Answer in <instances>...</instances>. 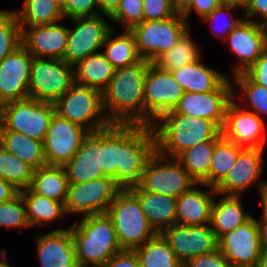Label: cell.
<instances>
[{
	"mask_svg": "<svg viewBox=\"0 0 267 267\" xmlns=\"http://www.w3.org/2000/svg\"><path fill=\"white\" fill-rule=\"evenodd\" d=\"M194 0H172L173 6L179 14H183Z\"/></svg>",
	"mask_w": 267,
	"mask_h": 267,
	"instance_id": "55",
	"label": "cell"
},
{
	"mask_svg": "<svg viewBox=\"0 0 267 267\" xmlns=\"http://www.w3.org/2000/svg\"><path fill=\"white\" fill-rule=\"evenodd\" d=\"M148 62L115 69L102 93L103 109L111 124L145 125L144 84Z\"/></svg>",
	"mask_w": 267,
	"mask_h": 267,
	"instance_id": "2",
	"label": "cell"
},
{
	"mask_svg": "<svg viewBox=\"0 0 267 267\" xmlns=\"http://www.w3.org/2000/svg\"><path fill=\"white\" fill-rule=\"evenodd\" d=\"M129 189L138 197L143 213L157 233L176 224V198L143 190L139 185Z\"/></svg>",
	"mask_w": 267,
	"mask_h": 267,
	"instance_id": "26",
	"label": "cell"
},
{
	"mask_svg": "<svg viewBox=\"0 0 267 267\" xmlns=\"http://www.w3.org/2000/svg\"><path fill=\"white\" fill-rule=\"evenodd\" d=\"M198 46L188 29L169 51L162 53L152 63L167 71L183 67L202 56Z\"/></svg>",
	"mask_w": 267,
	"mask_h": 267,
	"instance_id": "37",
	"label": "cell"
},
{
	"mask_svg": "<svg viewBox=\"0 0 267 267\" xmlns=\"http://www.w3.org/2000/svg\"><path fill=\"white\" fill-rule=\"evenodd\" d=\"M178 14L172 0H143L144 21L167 19Z\"/></svg>",
	"mask_w": 267,
	"mask_h": 267,
	"instance_id": "46",
	"label": "cell"
},
{
	"mask_svg": "<svg viewBox=\"0 0 267 267\" xmlns=\"http://www.w3.org/2000/svg\"><path fill=\"white\" fill-rule=\"evenodd\" d=\"M217 242L231 267H254L263 251L255 217L220 236Z\"/></svg>",
	"mask_w": 267,
	"mask_h": 267,
	"instance_id": "19",
	"label": "cell"
},
{
	"mask_svg": "<svg viewBox=\"0 0 267 267\" xmlns=\"http://www.w3.org/2000/svg\"><path fill=\"white\" fill-rule=\"evenodd\" d=\"M34 169L18 156L0 146V178L18 191L30 187Z\"/></svg>",
	"mask_w": 267,
	"mask_h": 267,
	"instance_id": "39",
	"label": "cell"
},
{
	"mask_svg": "<svg viewBox=\"0 0 267 267\" xmlns=\"http://www.w3.org/2000/svg\"><path fill=\"white\" fill-rule=\"evenodd\" d=\"M122 188L112 177L102 176L84 183H69L65 210L67 215L104 214Z\"/></svg>",
	"mask_w": 267,
	"mask_h": 267,
	"instance_id": "11",
	"label": "cell"
},
{
	"mask_svg": "<svg viewBox=\"0 0 267 267\" xmlns=\"http://www.w3.org/2000/svg\"><path fill=\"white\" fill-rule=\"evenodd\" d=\"M65 1H66V0H55V2H56L60 7H62V6L65 4Z\"/></svg>",
	"mask_w": 267,
	"mask_h": 267,
	"instance_id": "60",
	"label": "cell"
},
{
	"mask_svg": "<svg viewBox=\"0 0 267 267\" xmlns=\"http://www.w3.org/2000/svg\"><path fill=\"white\" fill-rule=\"evenodd\" d=\"M104 267H141L134 250H122L111 257Z\"/></svg>",
	"mask_w": 267,
	"mask_h": 267,
	"instance_id": "50",
	"label": "cell"
},
{
	"mask_svg": "<svg viewBox=\"0 0 267 267\" xmlns=\"http://www.w3.org/2000/svg\"><path fill=\"white\" fill-rule=\"evenodd\" d=\"M183 93L170 71L148 62L144 84L145 125L152 126L159 117L173 111Z\"/></svg>",
	"mask_w": 267,
	"mask_h": 267,
	"instance_id": "12",
	"label": "cell"
},
{
	"mask_svg": "<svg viewBox=\"0 0 267 267\" xmlns=\"http://www.w3.org/2000/svg\"><path fill=\"white\" fill-rule=\"evenodd\" d=\"M264 149L243 148L233 168L215 187L217 194L241 196L252 185L257 184L259 194L267 186V180H261L264 167Z\"/></svg>",
	"mask_w": 267,
	"mask_h": 267,
	"instance_id": "16",
	"label": "cell"
},
{
	"mask_svg": "<svg viewBox=\"0 0 267 267\" xmlns=\"http://www.w3.org/2000/svg\"><path fill=\"white\" fill-rule=\"evenodd\" d=\"M106 215L113 223L122 250H134L158 234L143 213L138 197L129 188L117 193Z\"/></svg>",
	"mask_w": 267,
	"mask_h": 267,
	"instance_id": "5",
	"label": "cell"
},
{
	"mask_svg": "<svg viewBox=\"0 0 267 267\" xmlns=\"http://www.w3.org/2000/svg\"><path fill=\"white\" fill-rule=\"evenodd\" d=\"M256 220L259 228L260 245L263 251H267V219L263 216Z\"/></svg>",
	"mask_w": 267,
	"mask_h": 267,
	"instance_id": "54",
	"label": "cell"
},
{
	"mask_svg": "<svg viewBox=\"0 0 267 267\" xmlns=\"http://www.w3.org/2000/svg\"><path fill=\"white\" fill-rule=\"evenodd\" d=\"M21 30L35 25L63 22L62 8L55 0H25L23 7L14 10Z\"/></svg>",
	"mask_w": 267,
	"mask_h": 267,
	"instance_id": "35",
	"label": "cell"
},
{
	"mask_svg": "<svg viewBox=\"0 0 267 267\" xmlns=\"http://www.w3.org/2000/svg\"><path fill=\"white\" fill-rule=\"evenodd\" d=\"M182 14L161 19L143 21L130 29L136 41L139 56L152 63L162 53L169 51L189 29Z\"/></svg>",
	"mask_w": 267,
	"mask_h": 267,
	"instance_id": "8",
	"label": "cell"
},
{
	"mask_svg": "<svg viewBox=\"0 0 267 267\" xmlns=\"http://www.w3.org/2000/svg\"><path fill=\"white\" fill-rule=\"evenodd\" d=\"M21 45V28L14 10H0V62Z\"/></svg>",
	"mask_w": 267,
	"mask_h": 267,
	"instance_id": "41",
	"label": "cell"
},
{
	"mask_svg": "<svg viewBox=\"0 0 267 267\" xmlns=\"http://www.w3.org/2000/svg\"><path fill=\"white\" fill-rule=\"evenodd\" d=\"M115 68L100 51L85 57L74 66L75 83L103 93Z\"/></svg>",
	"mask_w": 267,
	"mask_h": 267,
	"instance_id": "29",
	"label": "cell"
},
{
	"mask_svg": "<svg viewBox=\"0 0 267 267\" xmlns=\"http://www.w3.org/2000/svg\"><path fill=\"white\" fill-rule=\"evenodd\" d=\"M18 192L10 183L0 178V203L10 200Z\"/></svg>",
	"mask_w": 267,
	"mask_h": 267,
	"instance_id": "53",
	"label": "cell"
},
{
	"mask_svg": "<svg viewBox=\"0 0 267 267\" xmlns=\"http://www.w3.org/2000/svg\"><path fill=\"white\" fill-rule=\"evenodd\" d=\"M54 113L53 103L29 97L1 105L0 124L6 130L44 141Z\"/></svg>",
	"mask_w": 267,
	"mask_h": 267,
	"instance_id": "7",
	"label": "cell"
},
{
	"mask_svg": "<svg viewBox=\"0 0 267 267\" xmlns=\"http://www.w3.org/2000/svg\"><path fill=\"white\" fill-rule=\"evenodd\" d=\"M221 4L234 5L242 10L245 8L248 0H219Z\"/></svg>",
	"mask_w": 267,
	"mask_h": 267,
	"instance_id": "57",
	"label": "cell"
},
{
	"mask_svg": "<svg viewBox=\"0 0 267 267\" xmlns=\"http://www.w3.org/2000/svg\"><path fill=\"white\" fill-rule=\"evenodd\" d=\"M160 234L183 265L196 256L218 249V239L210 224L194 226L174 224Z\"/></svg>",
	"mask_w": 267,
	"mask_h": 267,
	"instance_id": "17",
	"label": "cell"
},
{
	"mask_svg": "<svg viewBox=\"0 0 267 267\" xmlns=\"http://www.w3.org/2000/svg\"><path fill=\"white\" fill-rule=\"evenodd\" d=\"M99 13L110 17L118 8L121 0H97Z\"/></svg>",
	"mask_w": 267,
	"mask_h": 267,
	"instance_id": "52",
	"label": "cell"
},
{
	"mask_svg": "<svg viewBox=\"0 0 267 267\" xmlns=\"http://www.w3.org/2000/svg\"><path fill=\"white\" fill-rule=\"evenodd\" d=\"M221 5L219 0H194L191 6L182 14V16L189 23L188 17L191 15L192 11L202 19L208 14H210L216 7Z\"/></svg>",
	"mask_w": 267,
	"mask_h": 267,
	"instance_id": "51",
	"label": "cell"
},
{
	"mask_svg": "<svg viewBox=\"0 0 267 267\" xmlns=\"http://www.w3.org/2000/svg\"><path fill=\"white\" fill-rule=\"evenodd\" d=\"M113 28L106 36L101 52L115 69L134 65L142 60L139 56L134 35L130 30H122L115 37ZM114 36V37H113Z\"/></svg>",
	"mask_w": 267,
	"mask_h": 267,
	"instance_id": "33",
	"label": "cell"
},
{
	"mask_svg": "<svg viewBox=\"0 0 267 267\" xmlns=\"http://www.w3.org/2000/svg\"><path fill=\"white\" fill-rule=\"evenodd\" d=\"M217 140L199 143L186 149L176 157L197 184L209 186L211 159Z\"/></svg>",
	"mask_w": 267,
	"mask_h": 267,
	"instance_id": "34",
	"label": "cell"
},
{
	"mask_svg": "<svg viewBox=\"0 0 267 267\" xmlns=\"http://www.w3.org/2000/svg\"><path fill=\"white\" fill-rule=\"evenodd\" d=\"M254 267H267V251H262Z\"/></svg>",
	"mask_w": 267,
	"mask_h": 267,
	"instance_id": "58",
	"label": "cell"
},
{
	"mask_svg": "<svg viewBox=\"0 0 267 267\" xmlns=\"http://www.w3.org/2000/svg\"><path fill=\"white\" fill-rule=\"evenodd\" d=\"M254 83L267 87V48L253 65L244 72Z\"/></svg>",
	"mask_w": 267,
	"mask_h": 267,
	"instance_id": "48",
	"label": "cell"
},
{
	"mask_svg": "<svg viewBox=\"0 0 267 267\" xmlns=\"http://www.w3.org/2000/svg\"><path fill=\"white\" fill-rule=\"evenodd\" d=\"M75 83L74 66L63 59L33 57L29 97L55 103Z\"/></svg>",
	"mask_w": 267,
	"mask_h": 267,
	"instance_id": "9",
	"label": "cell"
},
{
	"mask_svg": "<svg viewBox=\"0 0 267 267\" xmlns=\"http://www.w3.org/2000/svg\"><path fill=\"white\" fill-rule=\"evenodd\" d=\"M105 18L109 19L108 16L102 14L69 19L76 25L74 28L68 27L66 50L63 56L67 64L75 66L85 57L102 49L107 34L113 29Z\"/></svg>",
	"mask_w": 267,
	"mask_h": 267,
	"instance_id": "13",
	"label": "cell"
},
{
	"mask_svg": "<svg viewBox=\"0 0 267 267\" xmlns=\"http://www.w3.org/2000/svg\"><path fill=\"white\" fill-rule=\"evenodd\" d=\"M221 196L220 201L214 199L211 208L210 226L216 238L234 230L248 222L253 215L243 209L241 196Z\"/></svg>",
	"mask_w": 267,
	"mask_h": 267,
	"instance_id": "28",
	"label": "cell"
},
{
	"mask_svg": "<svg viewBox=\"0 0 267 267\" xmlns=\"http://www.w3.org/2000/svg\"><path fill=\"white\" fill-rule=\"evenodd\" d=\"M197 184L176 158H169L155 152L148 160L138 184L143 190L174 198Z\"/></svg>",
	"mask_w": 267,
	"mask_h": 267,
	"instance_id": "10",
	"label": "cell"
},
{
	"mask_svg": "<svg viewBox=\"0 0 267 267\" xmlns=\"http://www.w3.org/2000/svg\"><path fill=\"white\" fill-rule=\"evenodd\" d=\"M61 8L64 19L100 15L97 0H66Z\"/></svg>",
	"mask_w": 267,
	"mask_h": 267,
	"instance_id": "45",
	"label": "cell"
},
{
	"mask_svg": "<svg viewBox=\"0 0 267 267\" xmlns=\"http://www.w3.org/2000/svg\"><path fill=\"white\" fill-rule=\"evenodd\" d=\"M19 192L25 204L30 227L47 225L67 215L64 203L36 194L29 187Z\"/></svg>",
	"mask_w": 267,
	"mask_h": 267,
	"instance_id": "32",
	"label": "cell"
},
{
	"mask_svg": "<svg viewBox=\"0 0 267 267\" xmlns=\"http://www.w3.org/2000/svg\"><path fill=\"white\" fill-rule=\"evenodd\" d=\"M202 56L183 67L171 70L184 92L206 93L215 90L227 77L219 70L202 63Z\"/></svg>",
	"mask_w": 267,
	"mask_h": 267,
	"instance_id": "27",
	"label": "cell"
},
{
	"mask_svg": "<svg viewBox=\"0 0 267 267\" xmlns=\"http://www.w3.org/2000/svg\"><path fill=\"white\" fill-rule=\"evenodd\" d=\"M0 146L18 156L34 170L46 165L43 141L19 132L6 130L0 124Z\"/></svg>",
	"mask_w": 267,
	"mask_h": 267,
	"instance_id": "31",
	"label": "cell"
},
{
	"mask_svg": "<svg viewBox=\"0 0 267 267\" xmlns=\"http://www.w3.org/2000/svg\"><path fill=\"white\" fill-rule=\"evenodd\" d=\"M35 242L41 267H79L70 227L38 235Z\"/></svg>",
	"mask_w": 267,
	"mask_h": 267,
	"instance_id": "24",
	"label": "cell"
},
{
	"mask_svg": "<svg viewBox=\"0 0 267 267\" xmlns=\"http://www.w3.org/2000/svg\"><path fill=\"white\" fill-rule=\"evenodd\" d=\"M226 42L238 60L232 75L244 73L267 48V26L244 18L228 34Z\"/></svg>",
	"mask_w": 267,
	"mask_h": 267,
	"instance_id": "20",
	"label": "cell"
},
{
	"mask_svg": "<svg viewBox=\"0 0 267 267\" xmlns=\"http://www.w3.org/2000/svg\"><path fill=\"white\" fill-rule=\"evenodd\" d=\"M236 8H239L237 6L234 5H225V4H221L218 7H216L210 14H208L207 16H205L204 18H202L201 20H203L204 23H208L211 27V29H214V27L216 26L217 28H219V32L222 33L221 39H223V41L226 40L228 34L244 19L243 17H235L234 14L232 13V10L236 11ZM225 17H227L226 20H221ZM221 20V21H220ZM219 23H218V22ZM215 23V24H214ZM217 24V25H216ZM219 26V27H218ZM217 30H213L212 33L214 35L217 36V38H220V33ZM217 31V34H216ZM219 33V35H218Z\"/></svg>",
	"mask_w": 267,
	"mask_h": 267,
	"instance_id": "43",
	"label": "cell"
},
{
	"mask_svg": "<svg viewBox=\"0 0 267 267\" xmlns=\"http://www.w3.org/2000/svg\"><path fill=\"white\" fill-rule=\"evenodd\" d=\"M152 128L156 151L169 158H176L190 147L222 136V128L215 121L184 114H164Z\"/></svg>",
	"mask_w": 267,
	"mask_h": 267,
	"instance_id": "3",
	"label": "cell"
},
{
	"mask_svg": "<svg viewBox=\"0 0 267 267\" xmlns=\"http://www.w3.org/2000/svg\"><path fill=\"white\" fill-rule=\"evenodd\" d=\"M88 133L85 128L62 118L55 112L43 141L46 163L64 166L78 151Z\"/></svg>",
	"mask_w": 267,
	"mask_h": 267,
	"instance_id": "18",
	"label": "cell"
},
{
	"mask_svg": "<svg viewBox=\"0 0 267 267\" xmlns=\"http://www.w3.org/2000/svg\"><path fill=\"white\" fill-rule=\"evenodd\" d=\"M110 22L119 23L123 30L144 21L143 0H121L117 10L109 17Z\"/></svg>",
	"mask_w": 267,
	"mask_h": 267,
	"instance_id": "44",
	"label": "cell"
},
{
	"mask_svg": "<svg viewBox=\"0 0 267 267\" xmlns=\"http://www.w3.org/2000/svg\"><path fill=\"white\" fill-rule=\"evenodd\" d=\"M33 56L21 45L0 62V106L29 98Z\"/></svg>",
	"mask_w": 267,
	"mask_h": 267,
	"instance_id": "21",
	"label": "cell"
},
{
	"mask_svg": "<svg viewBox=\"0 0 267 267\" xmlns=\"http://www.w3.org/2000/svg\"><path fill=\"white\" fill-rule=\"evenodd\" d=\"M101 166V130L89 132L73 157L64 165L68 183H84L106 176Z\"/></svg>",
	"mask_w": 267,
	"mask_h": 267,
	"instance_id": "23",
	"label": "cell"
},
{
	"mask_svg": "<svg viewBox=\"0 0 267 267\" xmlns=\"http://www.w3.org/2000/svg\"><path fill=\"white\" fill-rule=\"evenodd\" d=\"M68 184L64 166L46 164L34 170L29 188L36 194L65 204Z\"/></svg>",
	"mask_w": 267,
	"mask_h": 267,
	"instance_id": "30",
	"label": "cell"
},
{
	"mask_svg": "<svg viewBox=\"0 0 267 267\" xmlns=\"http://www.w3.org/2000/svg\"><path fill=\"white\" fill-rule=\"evenodd\" d=\"M260 205L262 208V216L267 219V186L260 193Z\"/></svg>",
	"mask_w": 267,
	"mask_h": 267,
	"instance_id": "56",
	"label": "cell"
},
{
	"mask_svg": "<svg viewBox=\"0 0 267 267\" xmlns=\"http://www.w3.org/2000/svg\"><path fill=\"white\" fill-rule=\"evenodd\" d=\"M243 11L245 19L267 26V0H248ZM256 16L261 17L263 22L254 19Z\"/></svg>",
	"mask_w": 267,
	"mask_h": 267,
	"instance_id": "49",
	"label": "cell"
},
{
	"mask_svg": "<svg viewBox=\"0 0 267 267\" xmlns=\"http://www.w3.org/2000/svg\"><path fill=\"white\" fill-rule=\"evenodd\" d=\"M234 91L233 88V99L226 109L222 136L244 148L264 149L267 136L263 133L265 128L263 118L238 105L235 98L240 96Z\"/></svg>",
	"mask_w": 267,
	"mask_h": 267,
	"instance_id": "15",
	"label": "cell"
},
{
	"mask_svg": "<svg viewBox=\"0 0 267 267\" xmlns=\"http://www.w3.org/2000/svg\"><path fill=\"white\" fill-rule=\"evenodd\" d=\"M134 251L141 267H183L160 233Z\"/></svg>",
	"mask_w": 267,
	"mask_h": 267,
	"instance_id": "36",
	"label": "cell"
},
{
	"mask_svg": "<svg viewBox=\"0 0 267 267\" xmlns=\"http://www.w3.org/2000/svg\"><path fill=\"white\" fill-rule=\"evenodd\" d=\"M243 148L223 136L215 142L209 171V186L216 187L224 179Z\"/></svg>",
	"mask_w": 267,
	"mask_h": 267,
	"instance_id": "38",
	"label": "cell"
},
{
	"mask_svg": "<svg viewBox=\"0 0 267 267\" xmlns=\"http://www.w3.org/2000/svg\"><path fill=\"white\" fill-rule=\"evenodd\" d=\"M232 78L236 83L234 85H237L240 90L242 99L248 101V104L242 108L250 107L248 110L261 118L262 115H267V87L254 83L245 73L234 75Z\"/></svg>",
	"mask_w": 267,
	"mask_h": 267,
	"instance_id": "40",
	"label": "cell"
},
{
	"mask_svg": "<svg viewBox=\"0 0 267 267\" xmlns=\"http://www.w3.org/2000/svg\"><path fill=\"white\" fill-rule=\"evenodd\" d=\"M0 227L20 228L29 227L26 208L20 192L8 201L0 203Z\"/></svg>",
	"mask_w": 267,
	"mask_h": 267,
	"instance_id": "42",
	"label": "cell"
},
{
	"mask_svg": "<svg viewBox=\"0 0 267 267\" xmlns=\"http://www.w3.org/2000/svg\"><path fill=\"white\" fill-rule=\"evenodd\" d=\"M7 251L3 248L0 252V267H13L8 261H6L7 259Z\"/></svg>",
	"mask_w": 267,
	"mask_h": 267,
	"instance_id": "59",
	"label": "cell"
},
{
	"mask_svg": "<svg viewBox=\"0 0 267 267\" xmlns=\"http://www.w3.org/2000/svg\"><path fill=\"white\" fill-rule=\"evenodd\" d=\"M60 22L23 28L21 30L22 46L33 57L63 59L68 27Z\"/></svg>",
	"mask_w": 267,
	"mask_h": 267,
	"instance_id": "22",
	"label": "cell"
},
{
	"mask_svg": "<svg viewBox=\"0 0 267 267\" xmlns=\"http://www.w3.org/2000/svg\"><path fill=\"white\" fill-rule=\"evenodd\" d=\"M233 82L227 77L215 90L206 93L184 92L173 111L165 114H184L215 121L221 128L228 103L233 99Z\"/></svg>",
	"mask_w": 267,
	"mask_h": 267,
	"instance_id": "14",
	"label": "cell"
},
{
	"mask_svg": "<svg viewBox=\"0 0 267 267\" xmlns=\"http://www.w3.org/2000/svg\"><path fill=\"white\" fill-rule=\"evenodd\" d=\"M156 152L152 126L111 124L101 130V168L122 188L141 182L148 160Z\"/></svg>",
	"mask_w": 267,
	"mask_h": 267,
	"instance_id": "1",
	"label": "cell"
},
{
	"mask_svg": "<svg viewBox=\"0 0 267 267\" xmlns=\"http://www.w3.org/2000/svg\"><path fill=\"white\" fill-rule=\"evenodd\" d=\"M183 267H231L219 249L188 260Z\"/></svg>",
	"mask_w": 267,
	"mask_h": 267,
	"instance_id": "47",
	"label": "cell"
},
{
	"mask_svg": "<svg viewBox=\"0 0 267 267\" xmlns=\"http://www.w3.org/2000/svg\"><path fill=\"white\" fill-rule=\"evenodd\" d=\"M55 112L85 128L95 132L111 125L103 109L102 93L74 83L55 103Z\"/></svg>",
	"mask_w": 267,
	"mask_h": 267,
	"instance_id": "6",
	"label": "cell"
},
{
	"mask_svg": "<svg viewBox=\"0 0 267 267\" xmlns=\"http://www.w3.org/2000/svg\"><path fill=\"white\" fill-rule=\"evenodd\" d=\"M70 230L79 267H104L111 257L122 251L106 213L78 218Z\"/></svg>",
	"mask_w": 267,
	"mask_h": 267,
	"instance_id": "4",
	"label": "cell"
},
{
	"mask_svg": "<svg viewBox=\"0 0 267 267\" xmlns=\"http://www.w3.org/2000/svg\"><path fill=\"white\" fill-rule=\"evenodd\" d=\"M198 185L208 190H201ZM218 195L215 187L195 184L190 190L177 198L176 224L185 226L210 224L213 196Z\"/></svg>",
	"mask_w": 267,
	"mask_h": 267,
	"instance_id": "25",
	"label": "cell"
}]
</instances>
